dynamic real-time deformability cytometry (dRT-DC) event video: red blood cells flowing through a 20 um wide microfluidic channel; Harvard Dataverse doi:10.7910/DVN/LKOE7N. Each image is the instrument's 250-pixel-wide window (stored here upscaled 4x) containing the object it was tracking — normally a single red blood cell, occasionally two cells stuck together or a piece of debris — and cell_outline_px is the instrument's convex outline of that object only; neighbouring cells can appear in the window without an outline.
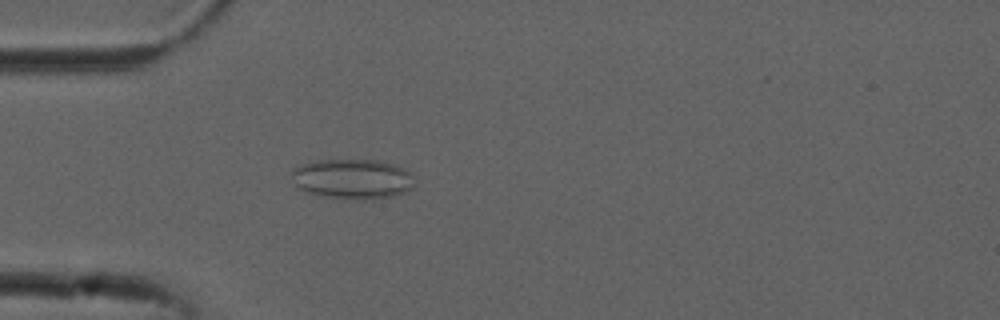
{"species": "common noctule bat (a hibernating species)", "species_latin": "Nyctalus noctula", "temperature_condition": "cold", "stored_images_in_passage": 4, "camera_frame_rate_fps": 3000, "um_per_image_px": 0.085, "animal": {"sex": "male", "forearm_length_mm": 52.5}, "frame": {"image": 1, "passage_image": 4, "time_ms": 1.0, "image_size_px": [1000, 320], "cell_outline_px": [[416, 184], [412, 188], [404, 192], [392, 196], [372, 200], [356, 200], [324, 196], [304, 192], [296, 184], [288, 172], [300, 164], [320, 160], [376, 160], [392, 164], [412, 172]], "centroid_in_image_um": [29.97, 15.22], "position_along_channel_um": 55.0, "area_um2": 29.02}}